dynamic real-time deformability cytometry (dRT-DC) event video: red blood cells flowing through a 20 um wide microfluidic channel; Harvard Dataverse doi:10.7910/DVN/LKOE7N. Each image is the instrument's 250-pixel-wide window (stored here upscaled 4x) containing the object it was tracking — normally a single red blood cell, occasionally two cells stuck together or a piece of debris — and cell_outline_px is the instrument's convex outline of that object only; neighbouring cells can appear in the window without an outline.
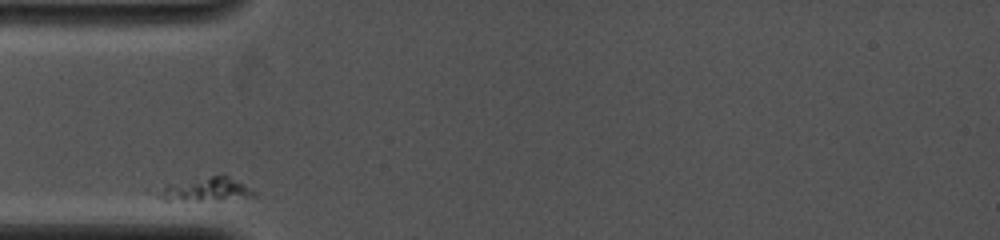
{"species": "common noctule bat (a hibernating species)", "species_latin": "Nyctalus noctula", "temperature_condition": "cold", "stored_images_in_passage": 10, "camera_frame_rate_fps": 4000, "um_per_image_px": 0.085, "animal": {"sex": "female", "body_mass_g": 19.0, "forearm_length_mm": 53.3}, "frame": {"image": 1, "passage_image": 1, "time_ms": 0.0, "image_size_px": [1000, 240], "cell_outline_px": [[256, 200], [164, 200], [144, 192], [144, 188], [220, 172], [224, 172], [244, 184], [256, 192]], "centroid_in_image_um": [17.33, 16.08], "position_along_channel_um": 67.7, "area_um2": 15.43}}
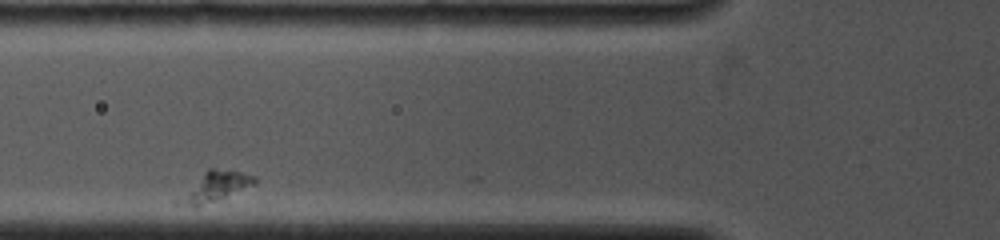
{"frame": {"image": 2, "passage_image": 6, "time_ms": 1.25, "image_size_px": [1000, 240], "cell_outline_px": [[256, 184], [196, 208], [172, 204], [172, 200], [208, 168], [216, 168], [240, 172], [256, 176]], "centroid_in_image_um": [18.14, 15.91], "position_along_channel_um": 107.7, "area_um2": 13.53}}